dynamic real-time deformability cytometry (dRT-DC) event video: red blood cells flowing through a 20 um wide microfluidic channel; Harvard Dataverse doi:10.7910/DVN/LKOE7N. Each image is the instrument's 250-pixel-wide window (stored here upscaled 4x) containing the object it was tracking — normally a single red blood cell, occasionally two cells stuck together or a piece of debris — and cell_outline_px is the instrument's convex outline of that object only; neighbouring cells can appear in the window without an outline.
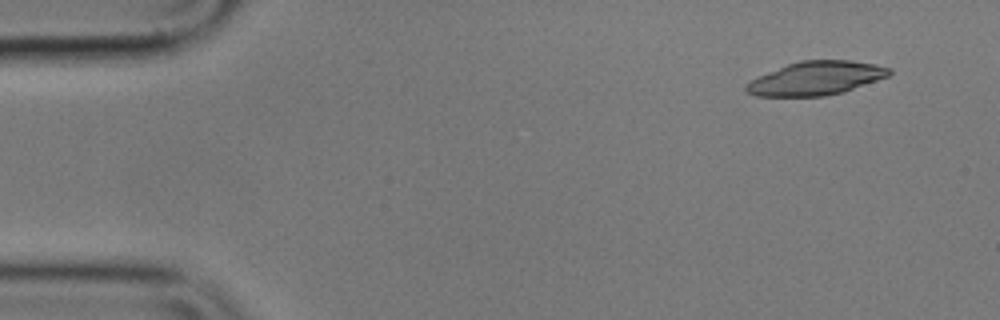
{"species": "common noctule bat (a hibernating species)", "species_latin": "Nyctalus noctula", "temperature_condition": "cold", "stored_images_in_passage": 51, "camera_frame_rate_fps": 3000, "um_per_image_px": 0.085, "animal": {"sex": "male", "body_mass_g": 17.9}, "frame": {"image": 1, "passage_image": 1, "time_ms": 0.0, "image_size_px": [1000, 320], "cell_outline_px": [[892, 72], [888, 76], [844, 92], [824, 96], [756, 96], [748, 92], [744, 88], [744, 84], [768, 72], [788, 64], [800, 60], [848, 60], [876, 64], [892, 68]], "centroid_in_image_um": [69.38, 6.65], "position_along_channel_um": 15.6, "area_um2": 27.92}}